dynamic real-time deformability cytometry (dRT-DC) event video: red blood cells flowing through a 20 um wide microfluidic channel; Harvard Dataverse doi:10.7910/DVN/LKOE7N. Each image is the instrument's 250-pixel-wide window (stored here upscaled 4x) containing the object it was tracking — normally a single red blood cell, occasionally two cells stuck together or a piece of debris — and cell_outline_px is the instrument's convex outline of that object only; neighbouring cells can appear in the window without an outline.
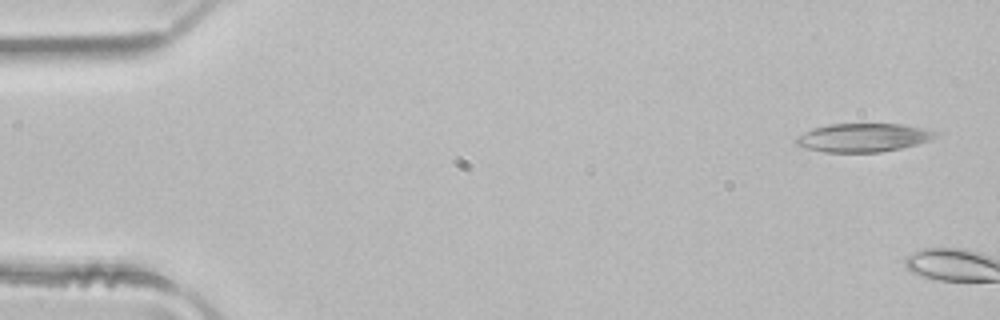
{"species": "common noctule bat (a hibernating species)", "species_latin": "Nyctalus noctula", "temperature_condition": "room temperature", "stored_images_in_passage": 2, "camera_frame_rate_fps": 3000, "um_per_image_px": 0.085, "animal": {"sex": "male", "body_mass_g": 21.5, "forearm_length_mm": 52.0}, "frame": {"image": 1, "passage_image": 1, "time_ms": 0.0, "image_size_px": [1000, 320], "cell_outline_px": [[940, 136], [916, 144], [900, 148], [880, 152], [824, 152], [804, 148], [796, 144], [796, 136], [812, 128], [828, 124], [900, 124], [924, 128], [940, 132]], "centroid_in_image_um": [73.37, 11.69], "position_along_channel_um": 11.6, "area_um2": 23.24}}